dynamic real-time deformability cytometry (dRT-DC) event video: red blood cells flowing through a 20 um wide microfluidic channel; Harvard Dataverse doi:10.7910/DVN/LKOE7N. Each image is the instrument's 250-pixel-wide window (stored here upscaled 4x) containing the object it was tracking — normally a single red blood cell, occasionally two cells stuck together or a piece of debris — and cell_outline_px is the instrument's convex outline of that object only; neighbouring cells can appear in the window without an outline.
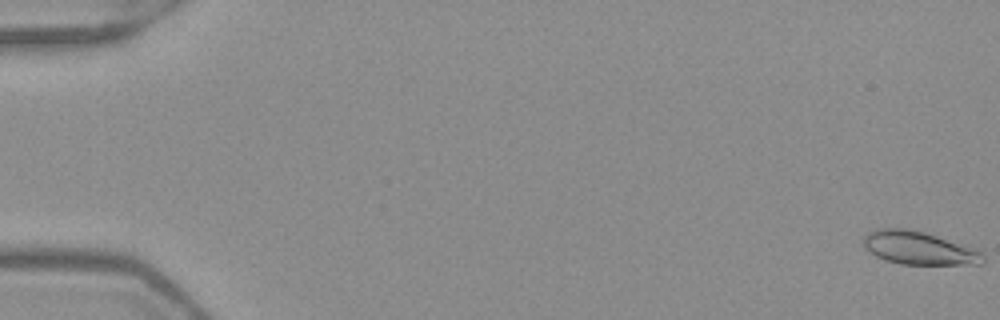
{"species": "Egyptian fruit bat (a non-hibernating species)", "species_latin": "Rousettus aegyptiacus", "temperature_condition": "warm", "stored_images_in_passage": 53, "camera_frame_rate_fps": 3000, "um_per_image_px": 0.085, "frame": {"image": 1, "passage_image": 1, "time_ms": 0.0, "image_size_px": [1000, 320], "cell_outline_px": [[984, 260], [980, 264], [900, 264], [884, 260], [876, 256], [864, 248], [864, 236], [868, 232], [876, 228], [908, 228], [924, 232], [984, 252]], "centroid_in_image_um": [78.05, 21.08], "position_along_channel_um": 6.9, "area_um2": 22.95}}
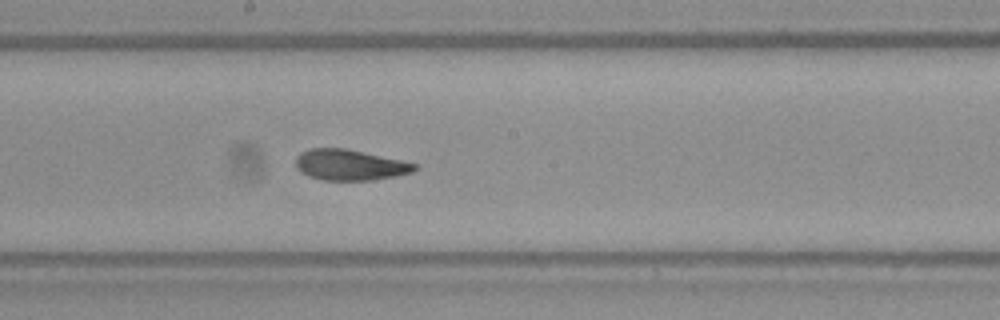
{"frame": {"image": 2, "passage_image": 30, "time_ms": 9.667, "image_size_px": [1000, 320], "cell_outline_px": [[420, 168], [412, 172], [396, 176], [372, 180], [320, 180], [308, 176], [300, 172], [296, 168], [296, 156], [300, 152], [308, 148], [344, 148], [420, 164]], "centroid_in_image_um": [29.73, 14.02], "position_along_channel_um": 218.5, "area_um2": 21.56}}
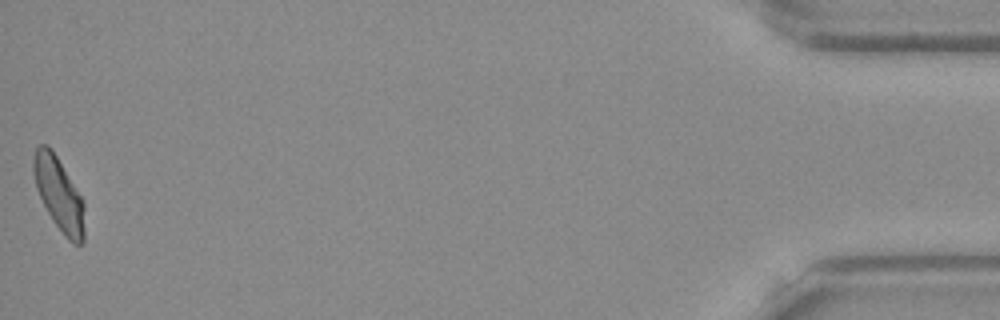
{"frame": {"image": 3, "passage_image": 53, "time_ms": 17.333, "image_size_px": [1000, 320], "cell_outline_px": [[84, 240], [80, 244], [72, 244], [64, 236], [52, 220], [36, 188], [32, 172], [32, 160], [36, 148], [40, 144], [48, 144], [52, 148], [84, 200]], "centroid_in_image_um": [5.0, 16.48], "position_along_channel_um": 430.2, "area_um2": 22.08}, "authors_computed_cell_mechanics": {"area_um2": 22.0218, "velocity_mm_per_s": 3.9551, "shape_relaxation_time_tau1_ms": 10.1395, "shape_relaxation_time_tau2_ms": 1.5553, "deformation_change_tau1": 0.2304, "deformation_change_tau2": 0.0822}}